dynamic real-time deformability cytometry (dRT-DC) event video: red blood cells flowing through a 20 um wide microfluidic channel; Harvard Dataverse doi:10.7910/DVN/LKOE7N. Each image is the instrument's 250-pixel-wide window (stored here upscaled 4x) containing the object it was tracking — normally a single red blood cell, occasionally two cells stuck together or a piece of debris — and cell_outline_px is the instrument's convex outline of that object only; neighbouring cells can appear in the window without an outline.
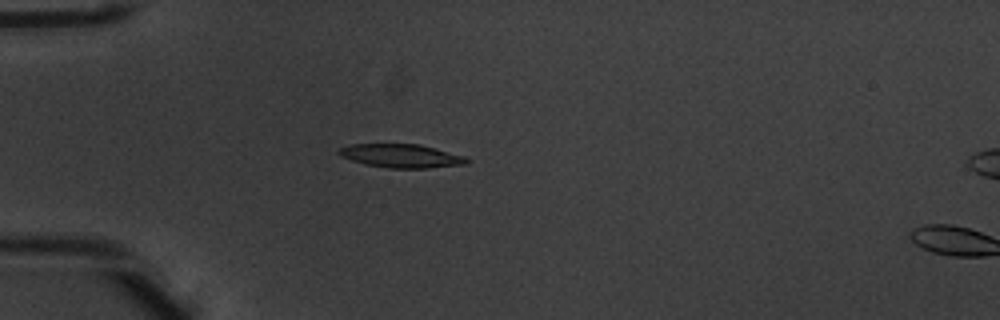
{"species": "common noctule bat (a hibernating species)", "species_latin": "Nyctalus noctula", "temperature_condition": "warm", "stored_images_in_passage": 5, "camera_frame_rate_fps": 3000, "um_per_image_px": 0.085, "animal": {"sex": "male", "body_mass_g": 20.1, "forearm_length_mm": 53.5}, "frame": {"image": 1, "passage_image": 4, "time_ms": 1.0, "image_size_px": [1000, 320], "cell_outline_px": [[472, 160], [468, 164], [428, 168], [388, 168], [364, 164], [340, 156], [336, 152], [340, 148], [352, 144], [420, 144], [464, 156]], "centroid_in_image_um": [34.13, 13.25], "position_along_channel_um": 50.9, "area_um2": 17.63}}